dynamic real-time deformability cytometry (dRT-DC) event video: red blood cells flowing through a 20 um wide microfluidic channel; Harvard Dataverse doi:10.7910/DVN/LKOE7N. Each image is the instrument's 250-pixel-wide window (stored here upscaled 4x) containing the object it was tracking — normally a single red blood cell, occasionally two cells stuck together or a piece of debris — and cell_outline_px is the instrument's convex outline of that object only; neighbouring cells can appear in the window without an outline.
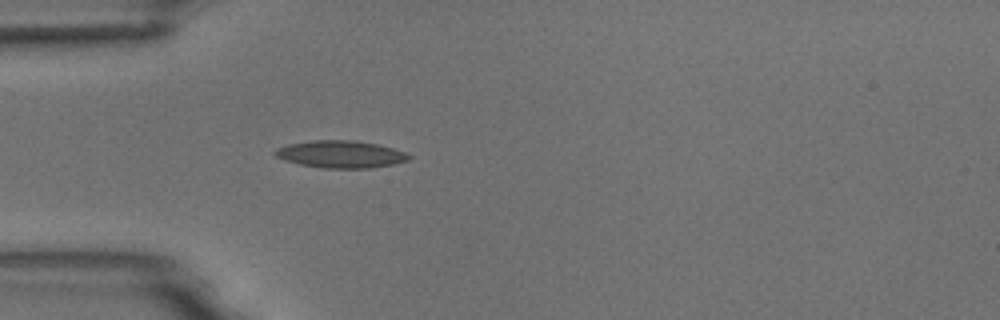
{"species": "common noctule bat (a hibernating species)", "species_latin": "Nyctalus noctula", "temperature_condition": "room temperature", "stored_images_in_passage": 1, "camera_frame_rate_fps": 3000, "um_per_image_px": 0.085, "animal": {"sex": "male", "body_mass_g": 18.8}, "frame": {"image": 1, "passage_image": 1, "time_ms": 0.0, "image_size_px": [1000, 320], "cell_outline_px": [[412, 156], [408, 160], [392, 164], [372, 168], [324, 168], [300, 164], [284, 160], [276, 156], [272, 152], [276, 148], [288, 144], [316, 140], [356, 140], [376, 144], [392, 148], [404, 152]], "centroid_in_image_um": [28.94, 13.11], "position_along_channel_um": 56.1, "area_um2": 21.15}}